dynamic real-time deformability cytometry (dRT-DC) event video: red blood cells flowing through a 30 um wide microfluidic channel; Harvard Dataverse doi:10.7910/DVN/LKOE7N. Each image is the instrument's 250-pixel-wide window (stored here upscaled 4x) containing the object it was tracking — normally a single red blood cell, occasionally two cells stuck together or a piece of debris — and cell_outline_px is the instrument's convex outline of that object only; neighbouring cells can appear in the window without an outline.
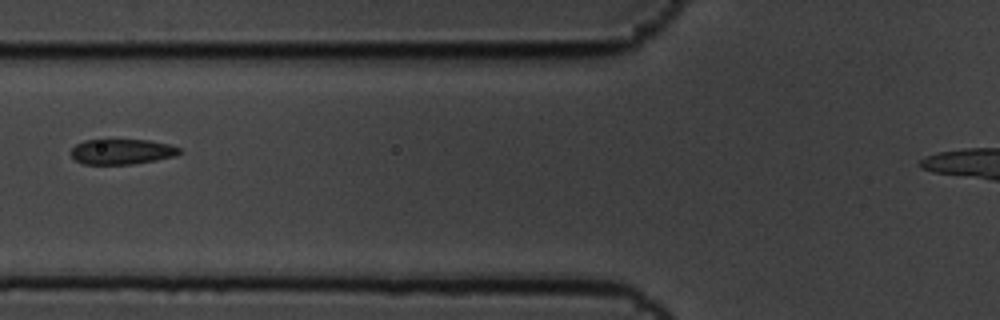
{"species": "common noctule bat (a hibernating species)", "species_latin": "Nyctalus noctula", "temperature_condition": "cold", "stored_images_in_passage": 17, "camera_frame_rate_fps": 3000, "um_per_image_px": 0.085, "animal": {"sex": "male", "body_mass_g": 19.5, "forearm_length_mm": 54.6}, "frame": {"image": 1, "passage_image": 8, "time_ms": 2.333, "image_size_px": [1000, 320], "cell_outline_px": [[180, 152], [176, 156], [156, 160], [132, 164], [84, 164], [76, 160], [72, 156], [72, 148], [76, 144], [84, 140], [148, 140], [168, 144], [180, 148]], "centroid_in_image_um": [10.36, 12.89], "position_along_channel_um": 115.4, "area_um2": 15.84}}
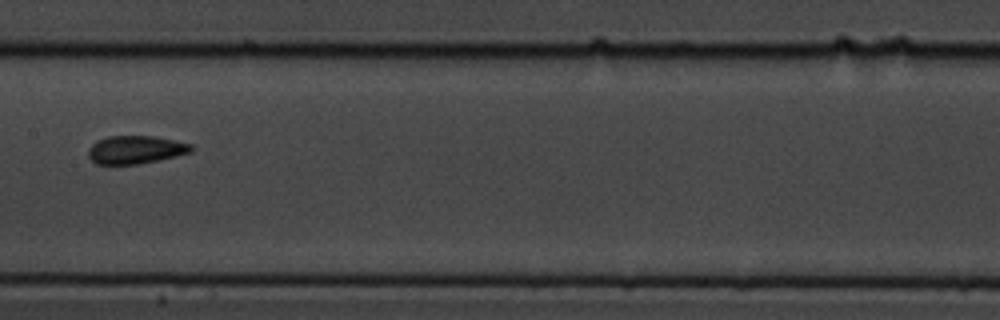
{"frame": {"image": 2, "passage_image": 10, "time_ms": 3.0, "image_size_px": [1000, 320], "cell_outline_px": [[196, 148], [192, 152], [176, 156], [136, 164], [96, 164], [88, 156], [88, 148], [96, 140], [108, 136], [152, 136], [192, 144]], "centroid_in_image_um": [11.52, 12.72], "position_along_channel_um": 195.9, "area_um2": 16.82}}
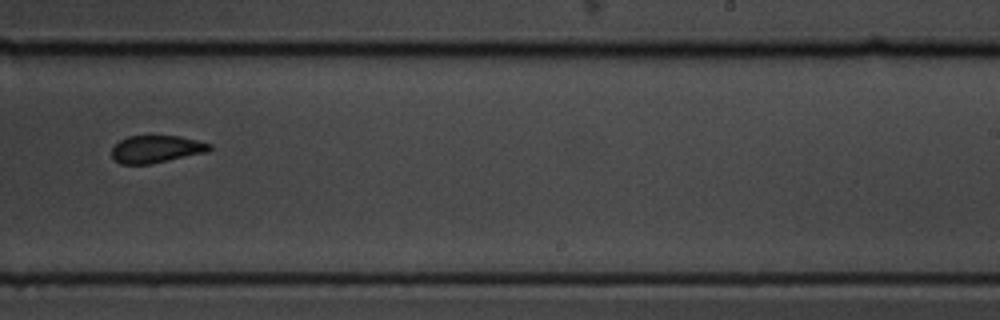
{"frame": {"image": 3, "passage_image": 12, "time_ms": 3.667, "image_size_px": [1000, 320], "cell_outline_px": [[212, 148], [208, 152], [152, 164], [120, 164], [112, 160], [112, 148], [120, 140], [128, 136], [180, 136], [212, 144]], "centroid_in_image_um": [13.28, 12.68], "position_along_channel_um": 275.7, "area_um2": 15.78}}